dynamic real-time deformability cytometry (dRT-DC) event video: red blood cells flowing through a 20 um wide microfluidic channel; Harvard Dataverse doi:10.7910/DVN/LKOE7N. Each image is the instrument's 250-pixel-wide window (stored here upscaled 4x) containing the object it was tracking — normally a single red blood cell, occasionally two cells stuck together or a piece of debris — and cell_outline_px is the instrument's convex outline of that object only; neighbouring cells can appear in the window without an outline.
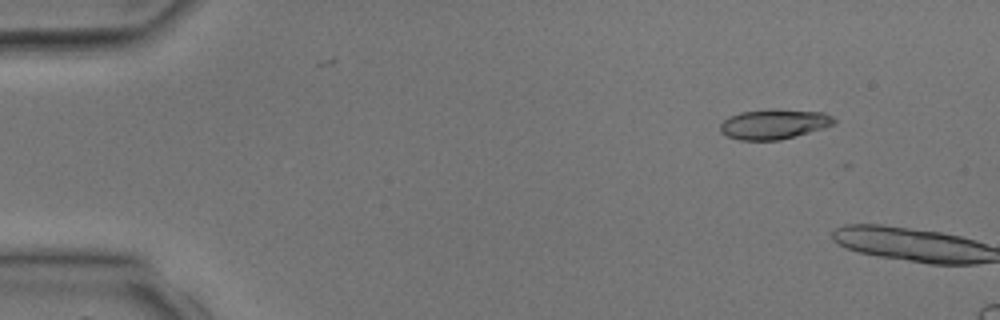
{"species": "common noctule bat (a hibernating species)", "species_latin": "Nyctalus noctula", "temperature_condition": "room temperature", "stored_images_in_passage": 3, "camera_frame_rate_fps": 3000, "um_per_image_px": 0.085, "animal": {"sex": "male", "body_mass_g": 17.9, "forearm_length_mm": 54.2}, "frame": {"image": 1, "passage_image": 2, "time_ms": 1.333, "image_size_px": [1000, 320], "cell_outline_px": [[836, 124], [824, 128], [796, 136], [780, 140], [740, 140], [728, 136], [720, 132], [720, 124], [728, 116], [740, 112], [776, 108], [824, 112], [832, 116], [836, 120]], "centroid_in_image_um": [65.81, 10.53], "position_along_channel_um": 19.2, "area_um2": 20.17}}